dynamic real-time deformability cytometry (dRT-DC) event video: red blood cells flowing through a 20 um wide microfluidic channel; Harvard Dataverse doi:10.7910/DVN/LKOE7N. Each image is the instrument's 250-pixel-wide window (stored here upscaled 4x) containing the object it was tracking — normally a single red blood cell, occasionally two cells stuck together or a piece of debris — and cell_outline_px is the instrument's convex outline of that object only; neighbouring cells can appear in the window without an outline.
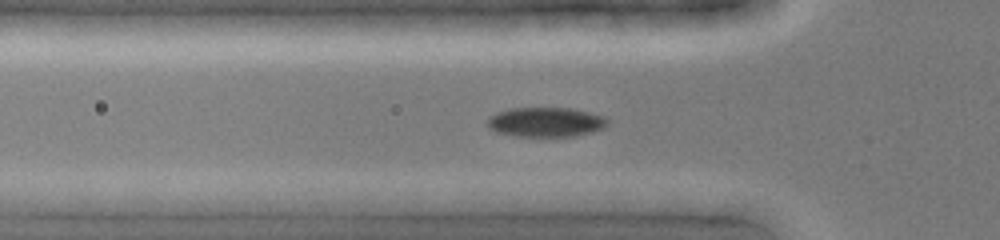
{"species": "common noctule bat (a hibernating species)", "species_latin": "Nyctalus noctula", "temperature_condition": "cold", "stored_images_in_passage": 4, "camera_frame_rate_fps": 3000, "um_per_image_px": 0.085, "animal": {"sex": "female", "body_mass_g": 19.0, "forearm_length_mm": 51.5}, "frame": {"image": 1, "passage_image": 2, "time_ms": 0.333, "image_size_px": [1000, 240], "cell_outline_px": [[608, 124], [604, 128], [592, 132], [576, 136], [516, 136], [496, 132], [488, 128], [488, 116], [496, 112], [508, 108], [572, 108], [604, 116], [608, 120]], "centroid_in_image_um": [46.38, 10.37], "position_along_channel_um": 79.4, "area_um2": 20.87}}